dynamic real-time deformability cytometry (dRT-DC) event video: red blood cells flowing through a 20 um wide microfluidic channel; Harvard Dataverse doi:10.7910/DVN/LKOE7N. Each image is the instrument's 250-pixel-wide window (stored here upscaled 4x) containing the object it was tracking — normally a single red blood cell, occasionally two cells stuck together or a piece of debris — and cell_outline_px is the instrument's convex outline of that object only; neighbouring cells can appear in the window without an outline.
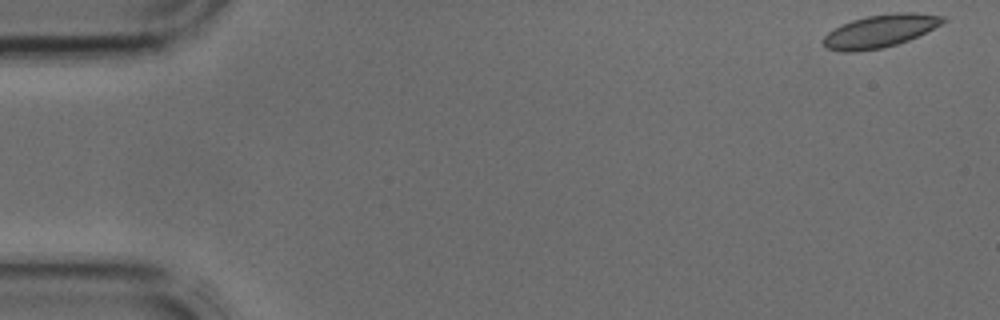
{"species": "common noctule bat (a hibernating species)", "species_latin": "Nyctalus noctula", "temperature_condition": "cold", "stored_images_in_passage": 42, "camera_frame_rate_fps": 3000, "um_per_image_px": 0.085, "animal": {"sex": "male", "body_mass_g": 17.9, "forearm_length_mm": 54.2}, "frame": {"image": 1, "passage_image": 1, "time_ms": 0.0, "image_size_px": [1000, 320], "cell_outline_px": [[948, 20], [908, 40], [884, 48], [860, 52], [840, 52], [828, 48], [824, 44], [824, 36], [828, 32], [852, 20], [868, 16], [896, 12], [916, 12], [944, 16]], "centroid_in_image_um": [74.81, 2.64], "position_along_channel_um": 10.2, "area_um2": 22.66}}
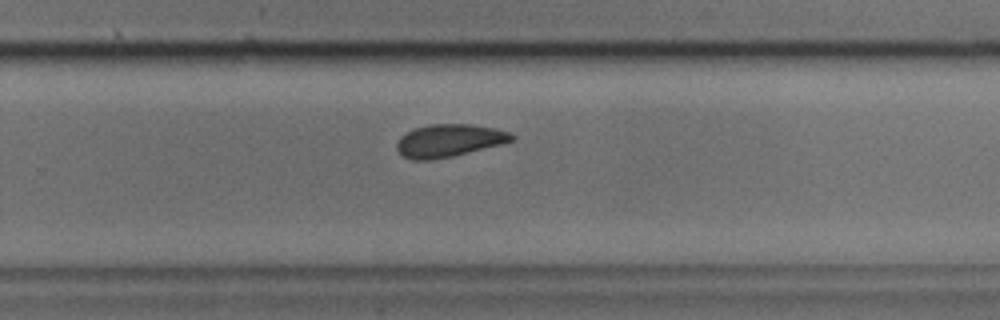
{"frame": {"image": 2, "passage_image": 27, "time_ms": 8.667, "image_size_px": [1000, 320], "cell_outline_px": [[516, 136], [512, 140], [500, 144], [452, 156], [432, 160], [412, 160], [404, 156], [396, 148], [396, 144], [400, 136], [416, 128], [432, 124], [472, 124], [496, 128], [508, 132]], "centroid_in_image_um": [38.16, 11.94], "position_along_channel_um": 291.6, "area_um2": 21.62}}
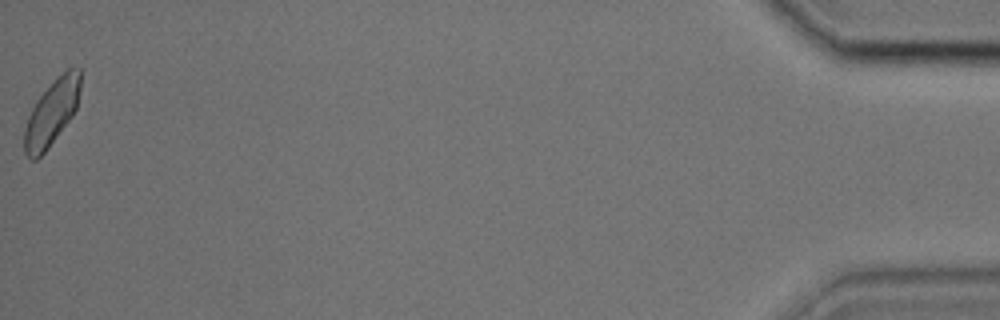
{"frame": {"image": 3, "passage_image": 42, "time_ms": 13.667, "image_size_px": [1000, 320], "cell_outline_px": [[84, 68], [76, 108], [72, 116], [48, 148], [36, 160], [32, 160], [24, 152], [24, 128], [28, 116], [36, 100], [68, 68]], "centroid_in_image_um": [4.41, 9.58], "position_along_channel_um": 430.8, "area_um2": 21.15}}